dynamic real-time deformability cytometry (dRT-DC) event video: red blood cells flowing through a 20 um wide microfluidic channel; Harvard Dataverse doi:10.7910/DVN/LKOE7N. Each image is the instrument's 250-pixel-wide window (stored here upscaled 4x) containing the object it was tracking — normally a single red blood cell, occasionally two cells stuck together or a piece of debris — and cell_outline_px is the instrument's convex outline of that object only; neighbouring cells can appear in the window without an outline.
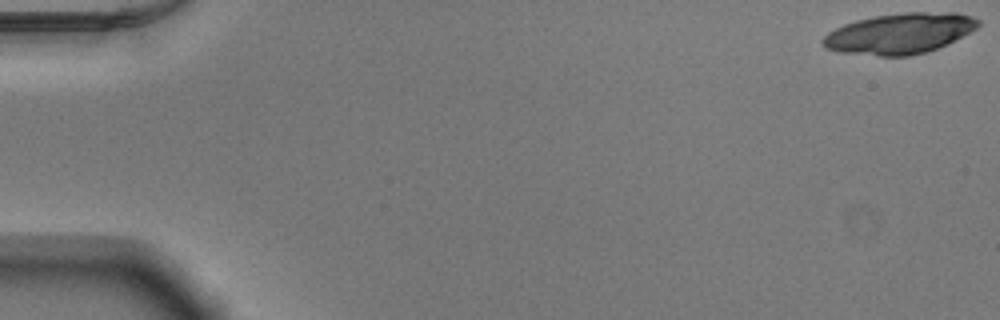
{"species": "Egyptian fruit bat (a non-hibernating species)", "species_latin": "Rousettus aegyptiacus", "temperature_condition": "warm", "stored_images_in_passage": 19, "camera_frame_rate_fps": 3000, "um_per_image_px": 0.085, "animal": {"sex": "male"}, "frame": {"image": 1, "passage_image": 1, "time_ms": 0.0, "image_size_px": [1000, 320], "cell_outline_px": [[980, 24], [976, 28], [936, 48], [924, 52], [908, 56], [880, 56], [836, 52], [824, 48], [820, 44], [820, 40], [828, 32], [844, 24], [856, 20], [876, 16], [904, 12], [956, 12], [972, 16], [980, 20]], "centroid_in_image_um": [76.4, 2.84], "position_along_channel_um": 8.6, "area_um2": 36.65}}